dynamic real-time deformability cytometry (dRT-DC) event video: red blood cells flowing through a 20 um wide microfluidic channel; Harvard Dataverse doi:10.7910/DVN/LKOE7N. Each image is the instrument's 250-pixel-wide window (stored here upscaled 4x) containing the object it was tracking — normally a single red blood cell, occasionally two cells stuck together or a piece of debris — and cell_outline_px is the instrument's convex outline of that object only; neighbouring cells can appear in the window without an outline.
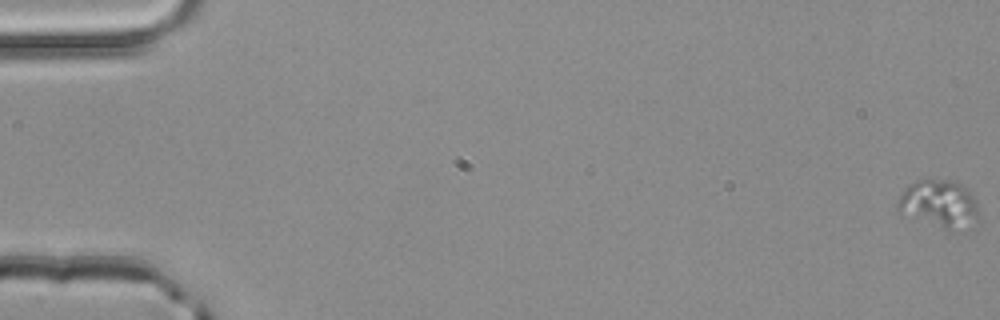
{"species": "common noctule bat (a hibernating species)", "species_latin": "Nyctalus noctula", "temperature_condition": "room temperature", "stored_images_in_passage": 16, "camera_frame_rate_fps": 3000, "um_per_image_px": 0.085, "animal": {"sex": "male", "body_mass_g": 20.4}, "frame": {"image": 1, "passage_image": 1, "time_ms": 0.0, "image_size_px": [1000, 320], "cell_outline_px": [[976, 212], [948, 228], [944, 228], [900, 212], [896, 204], [896, 200], [904, 188], [908, 184], [916, 180], [944, 180], [960, 184], [972, 196], [976, 204]], "centroid_in_image_um": [79.61, 17.19], "position_along_channel_um": 5.4, "area_um2": 20.23}}
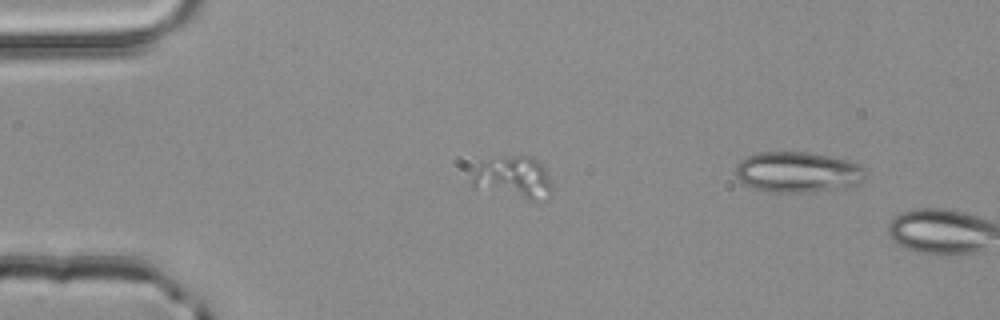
{"frame": {"image": 2, "passage_image": 15, "time_ms": 4.667, "image_size_px": [1000, 320], "cell_outline_px": [[552, 192], [548, 196], [532, 200], [528, 200], [472, 188], [472, 180], [480, 164], [488, 160], [516, 156], [532, 156], [544, 168], [552, 184]], "centroid_in_image_um": [43.66, 15.12], "position_along_channel_um": 41.3, "area_um2": 19.25}}